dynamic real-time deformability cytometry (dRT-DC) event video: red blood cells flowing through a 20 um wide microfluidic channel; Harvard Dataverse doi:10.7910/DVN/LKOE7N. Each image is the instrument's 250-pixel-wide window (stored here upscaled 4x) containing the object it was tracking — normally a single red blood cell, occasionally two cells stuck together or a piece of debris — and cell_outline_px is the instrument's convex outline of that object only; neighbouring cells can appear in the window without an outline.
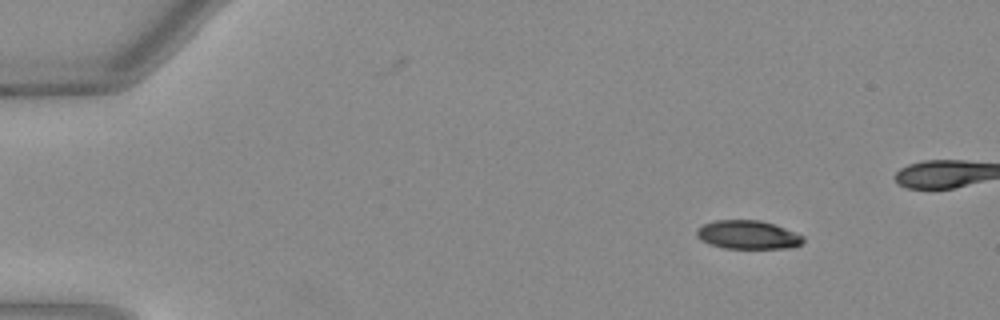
{"species": "Egyptian fruit bat (a non-hibernating species)", "species_latin": "Rousettus aegyptiacus", "temperature_condition": "warm", "stored_images_in_passage": 46, "camera_frame_rate_fps": 3000, "um_per_image_px": 0.085, "animal": {"sex": "female"}, "frame": {"image": 1, "passage_image": 6, "time_ms": 1.667, "image_size_px": [1000, 320], "cell_outline_px": [[804, 240], [800, 244], [788, 248], [724, 248], [700, 240], [696, 236], [696, 228], [704, 224], [716, 220], [760, 220], [776, 224], [804, 236]], "centroid_in_image_um": [63.56, 19.94], "position_along_channel_um": 21.4, "area_um2": 17.74}}
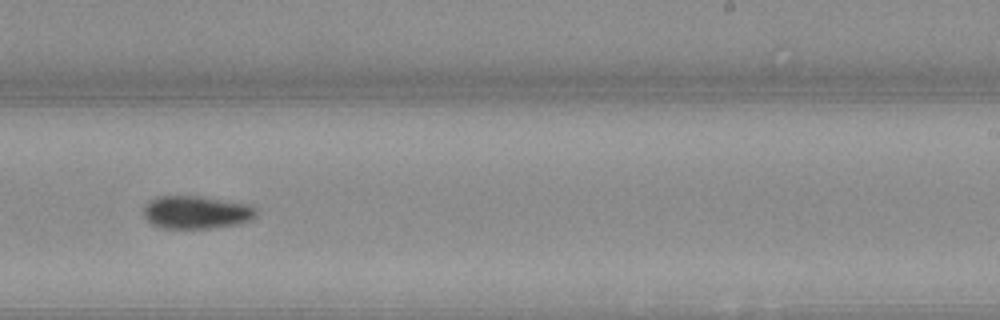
{"frame": {"image": 2, "passage_image": 32, "time_ms": 10.333, "image_size_px": [1000, 320], "cell_outline_px": [[256, 216], [248, 220], [236, 224], [212, 228], [160, 228], [152, 224], [144, 216], [144, 208], [148, 200], [156, 196], [200, 196], [248, 204], [256, 212]], "centroid_in_image_um": [16.62, 18.04], "position_along_channel_um": 272.4, "area_um2": 21.44}}
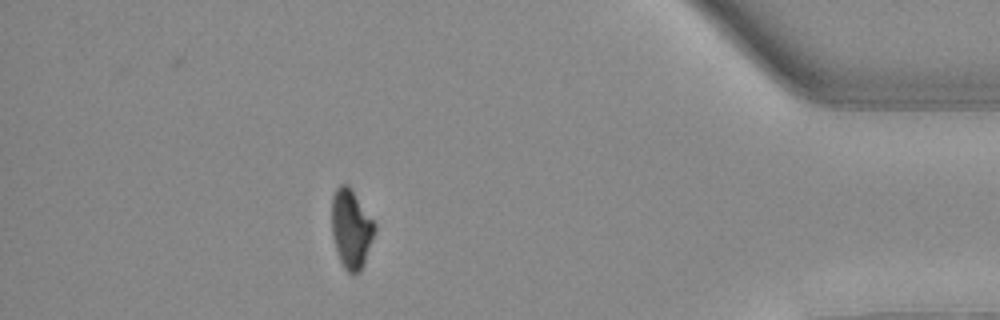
{"frame": {"image": 3, "passage_image": 45, "time_ms": 14.667, "image_size_px": [1000, 320], "cell_outline_px": [[376, 228], [364, 264], [360, 272], [352, 276], [344, 268], [340, 260], [332, 236], [332, 196], [336, 188], [340, 184], [348, 184], [376, 224]], "centroid_in_image_um": [29.85, 19.46], "position_along_channel_um": 405.4, "area_um2": 19.77}}